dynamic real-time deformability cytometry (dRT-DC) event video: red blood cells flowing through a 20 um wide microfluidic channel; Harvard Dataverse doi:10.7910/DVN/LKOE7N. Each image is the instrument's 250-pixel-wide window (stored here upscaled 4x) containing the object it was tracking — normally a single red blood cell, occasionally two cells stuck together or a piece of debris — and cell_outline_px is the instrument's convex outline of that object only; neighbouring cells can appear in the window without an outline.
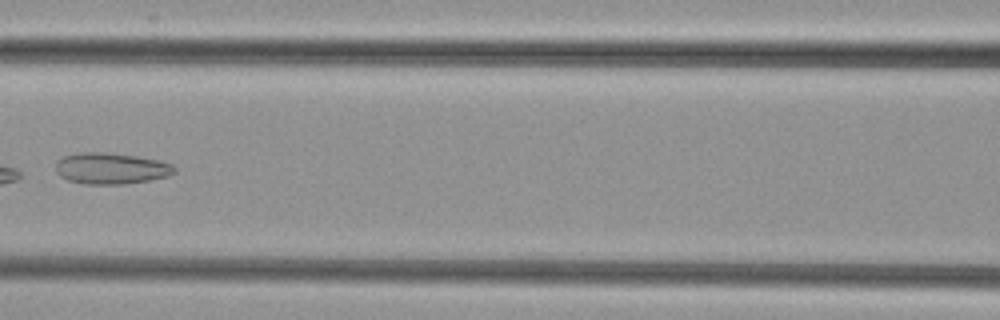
{"species": "common noctule bat (a hibernating species)", "species_latin": "Nyctalus noctula", "temperature_condition": "cold", "stored_images_in_passage": 7, "camera_frame_rate_fps": 3000, "um_per_image_px": 0.085, "animal": {"sex": "female", "body_mass_g": 29.2, "forearm_length_mm": 56.3}, "frame": {"image": 1, "passage_image": 6, "time_ms": 1.667, "image_size_px": [1000, 320], "cell_outline_px": [[176, 172], [168, 176], [148, 180], [124, 184], [84, 184], [68, 180], [60, 176], [56, 172], [56, 160], [64, 156], [80, 152], [104, 152], [136, 156], [160, 160], [172, 164], [176, 168]], "centroid_in_image_um": [9.43, 14.31], "position_along_channel_um": 157.2, "area_um2": 21.73}}
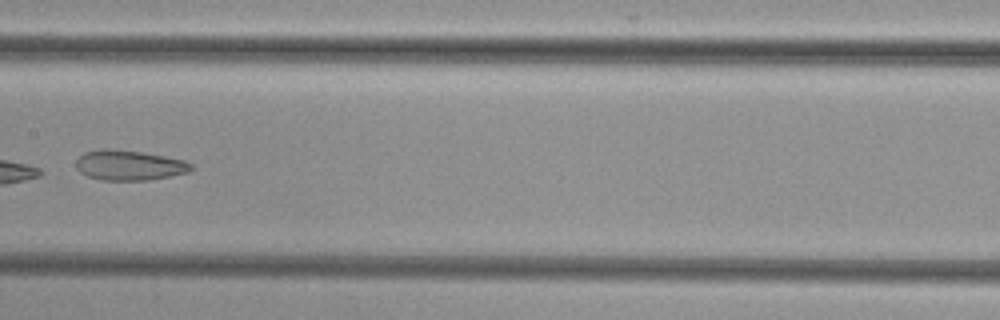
{"frame": {"image": 2, "passage_image": 7, "time_ms": 2.0, "image_size_px": [1000, 320], "cell_outline_px": [[192, 168], [188, 172], [148, 180], [100, 180], [88, 176], [80, 172], [76, 168], [76, 160], [84, 152], [108, 148], [140, 152], [164, 156], [184, 160], [192, 164]], "centroid_in_image_um": [10.95, 14.05], "position_along_channel_um": 196.4, "area_um2": 20.0}}